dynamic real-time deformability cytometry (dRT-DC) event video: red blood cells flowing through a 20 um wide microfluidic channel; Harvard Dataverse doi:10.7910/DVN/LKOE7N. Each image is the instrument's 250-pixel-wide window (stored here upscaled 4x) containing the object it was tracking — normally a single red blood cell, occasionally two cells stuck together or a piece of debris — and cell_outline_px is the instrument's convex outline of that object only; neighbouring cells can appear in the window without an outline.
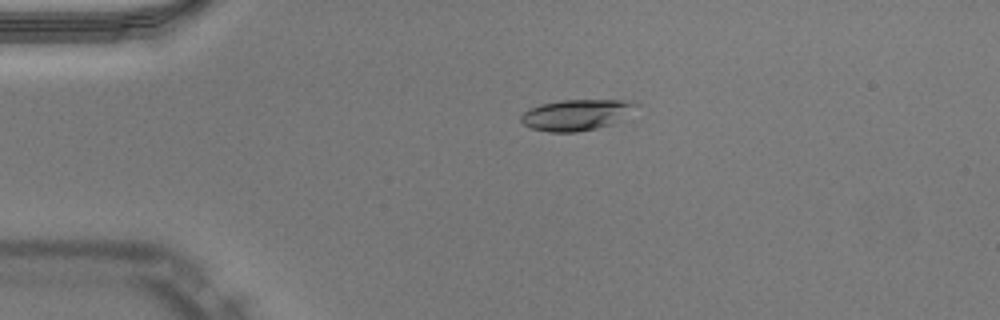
{"species": "Egyptian fruit bat (a non-hibernating species)", "species_latin": "Rousettus aegyptiacus", "temperature_condition": "warm", "stored_images_in_passage": 48, "camera_frame_rate_fps": 3000, "um_per_image_px": 0.085, "animal": {"sex": "male"}, "frame": {"image": 1, "passage_image": 9, "time_ms": 2.667, "image_size_px": [1000, 320], "cell_outline_px": [[640, 104], [612, 124], [596, 128], [576, 132], [548, 132], [532, 128], [524, 124], [520, 120], [520, 116], [528, 108], [540, 104], [560, 100], [632, 100]], "centroid_in_image_um": [48.95, 9.75], "position_along_channel_um": 36.1, "area_um2": 20.63}}
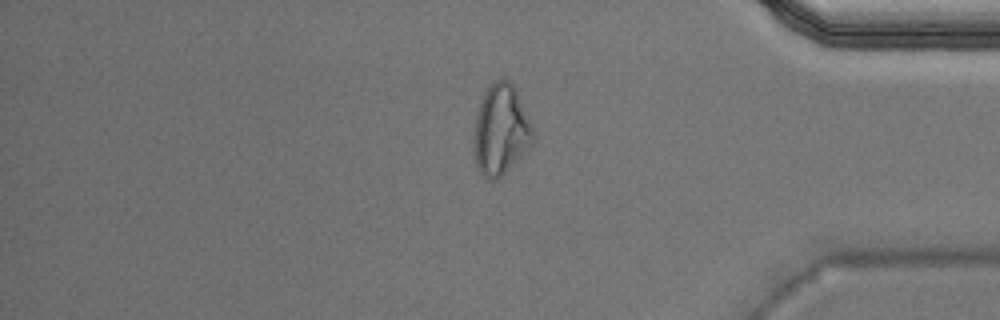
{"frame": {"image": 2, "passage_image": 40, "time_ms": 13.0, "image_size_px": [1000, 320], "cell_outline_px": [[532, 144], [496, 180], [488, 180], [480, 172], [476, 164], [472, 152], [472, 140], [476, 116], [480, 104], [488, 88], [496, 80], [508, 80], [516, 88], [532, 128]], "centroid_in_image_um": [42.52, 11.07], "position_along_channel_um": 392.7, "area_um2": 30.58}}
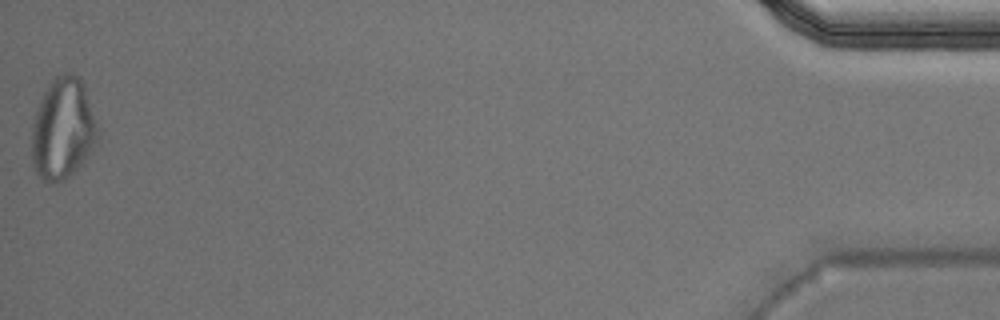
{"frame": {"image": 3, "passage_image": 48, "time_ms": 15.667, "image_size_px": [1000, 320], "cell_outline_px": [[100, 140], [80, 164], [64, 180], [44, 180], [36, 172], [32, 160], [32, 124], [40, 100], [48, 84], [56, 76], [64, 72], [76, 76], [84, 84], [100, 132]], "centroid_in_image_um": [5.37, 10.92], "position_along_channel_um": 429.8, "area_um2": 38.61}, "authors_computed_cell_mechanics": {"area_um2": 21.3282, "velocity_mm_per_s": 4.0448, "shape_relaxation_time_tau1_ms": null, "shape_relaxation_time_tau2_ms": 1.3414, "deformation_change_tau1": null, "deformation_change_tau2": 0.0736}}